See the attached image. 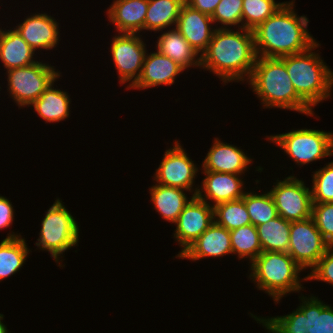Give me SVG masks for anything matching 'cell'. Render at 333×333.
Listing matches in <instances>:
<instances>
[{"mask_svg":"<svg viewBox=\"0 0 333 333\" xmlns=\"http://www.w3.org/2000/svg\"><path fill=\"white\" fill-rule=\"evenodd\" d=\"M145 46L141 37L136 34L122 33L112 39L111 56L120 82L123 84L132 81L128 88L132 87L141 75L147 54Z\"/></svg>","mask_w":333,"mask_h":333,"instance_id":"cell-11","label":"cell"},{"mask_svg":"<svg viewBox=\"0 0 333 333\" xmlns=\"http://www.w3.org/2000/svg\"><path fill=\"white\" fill-rule=\"evenodd\" d=\"M25 239L19 235L9 234L0 243V281L15 274L28 257Z\"/></svg>","mask_w":333,"mask_h":333,"instance_id":"cell-26","label":"cell"},{"mask_svg":"<svg viewBox=\"0 0 333 333\" xmlns=\"http://www.w3.org/2000/svg\"><path fill=\"white\" fill-rule=\"evenodd\" d=\"M232 253L230 231L213 222L180 256L192 261Z\"/></svg>","mask_w":333,"mask_h":333,"instance_id":"cell-16","label":"cell"},{"mask_svg":"<svg viewBox=\"0 0 333 333\" xmlns=\"http://www.w3.org/2000/svg\"><path fill=\"white\" fill-rule=\"evenodd\" d=\"M213 210L214 222L229 231L251 224L243 199L219 203Z\"/></svg>","mask_w":333,"mask_h":333,"instance_id":"cell-30","label":"cell"},{"mask_svg":"<svg viewBox=\"0 0 333 333\" xmlns=\"http://www.w3.org/2000/svg\"><path fill=\"white\" fill-rule=\"evenodd\" d=\"M41 226L38 242L35 244L40 247L39 249L50 252L51 257L59 263V256L78 243L77 221L67 211L62 201L57 199L47 210Z\"/></svg>","mask_w":333,"mask_h":333,"instance_id":"cell-6","label":"cell"},{"mask_svg":"<svg viewBox=\"0 0 333 333\" xmlns=\"http://www.w3.org/2000/svg\"><path fill=\"white\" fill-rule=\"evenodd\" d=\"M290 223V221L278 215L268 222L256 226L262 252L274 251L288 253Z\"/></svg>","mask_w":333,"mask_h":333,"instance_id":"cell-25","label":"cell"},{"mask_svg":"<svg viewBox=\"0 0 333 333\" xmlns=\"http://www.w3.org/2000/svg\"><path fill=\"white\" fill-rule=\"evenodd\" d=\"M259 323H263L270 333H306L305 315L297 308L296 311L271 318H260L251 314Z\"/></svg>","mask_w":333,"mask_h":333,"instance_id":"cell-33","label":"cell"},{"mask_svg":"<svg viewBox=\"0 0 333 333\" xmlns=\"http://www.w3.org/2000/svg\"><path fill=\"white\" fill-rule=\"evenodd\" d=\"M190 199L175 222L177 227L174 237L182 247L177 257L214 222V210L211 204L197 196H192Z\"/></svg>","mask_w":333,"mask_h":333,"instance_id":"cell-12","label":"cell"},{"mask_svg":"<svg viewBox=\"0 0 333 333\" xmlns=\"http://www.w3.org/2000/svg\"><path fill=\"white\" fill-rule=\"evenodd\" d=\"M294 2L283 6L253 30L257 57L281 58L305 52L317 42L308 33L306 16H297Z\"/></svg>","mask_w":333,"mask_h":333,"instance_id":"cell-2","label":"cell"},{"mask_svg":"<svg viewBox=\"0 0 333 333\" xmlns=\"http://www.w3.org/2000/svg\"><path fill=\"white\" fill-rule=\"evenodd\" d=\"M242 199L250 216L251 224L258 226L278 216L274 199L270 192L254 194L247 192Z\"/></svg>","mask_w":333,"mask_h":333,"instance_id":"cell-32","label":"cell"},{"mask_svg":"<svg viewBox=\"0 0 333 333\" xmlns=\"http://www.w3.org/2000/svg\"><path fill=\"white\" fill-rule=\"evenodd\" d=\"M242 7L243 0H221L211 16L213 23L221 22L225 28L242 25Z\"/></svg>","mask_w":333,"mask_h":333,"instance_id":"cell-35","label":"cell"},{"mask_svg":"<svg viewBox=\"0 0 333 333\" xmlns=\"http://www.w3.org/2000/svg\"><path fill=\"white\" fill-rule=\"evenodd\" d=\"M185 189L156 184L150 188L151 201L164 220L175 223L189 203Z\"/></svg>","mask_w":333,"mask_h":333,"instance_id":"cell-23","label":"cell"},{"mask_svg":"<svg viewBox=\"0 0 333 333\" xmlns=\"http://www.w3.org/2000/svg\"><path fill=\"white\" fill-rule=\"evenodd\" d=\"M251 162V158L245 155L242 149L231 144H225L217 138L209 149L202 168L203 171L241 175Z\"/></svg>","mask_w":333,"mask_h":333,"instance_id":"cell-17","label":"cell"},{"mask_svg":"<svg viewBox=\"0 0 333 333\" xmlns=\"http://www.w3.org/2000/svg\"><path fill=\"white\" fill-rule=\"evenodd\" d=\"M250 267L249 277L257 283L259 290L272 296L275 303L285 294L303 288L298 277L302 269L288 253L262 252Z\"/></svg>","mask_w":333,"mask_h":333,"instance_id":"cell-5","label":"cell"},{"mask_svg":"<svg viewBox=\"0 0 333 333\" xmlns=\"http://www.w3.org/2000/svg\"><path fill=\"white\" fill-rule=\"evenodd\" d=\"M13 218L14 210L11 202L0 195V229L10 227Z\"/></svg>","mask_w":333,"mask_h":333,"instance_id":"cell-38","label":"cell"},{"mask_svg":"<svg viewBox=\"0 0 333 333\" xmlns=\"http://www.w3.org/2000/svg\"><path fill=\"white\" fill-rule=\"evenodd\" d=\"M312 183L313 203L333 202V162L316 171Z\"/></svg>","mask_w":333,"mask_h":333,"instance_id":"cell-34","label":"cell"},{"mask_svg":"<svg viewBox=\"0 0 333 333\" xmlns=\"http://www.w3.org/2000/svg\"><path fill=\"white\" fill-rule=\"evenodd\" d=\"M3 317V314H0V333H8L6 326L1 322Z\"/></svg>","mask_w":333,"mask_h":333,"instance_id":"cell-40","label":"cell"},{"mask_svg":"<svg viewBox=\"0 0 333 333\" xmlns=\"http://www.w3.org/2000/svg\"><path fill=\"white\" fill-rule=\"evenodd\" d=\"M211 23H213L211 16L203 14L185 2L175 28L201 56L206 51L215 31Z\"/></svg>","mask_w":333,"mask_h":333,"instance_id":"cell-14","label":"cell"},{"mask_svg":"<svg viewBox=\"0 0 333 333\" xmlns=\"http://www.w3.org/2000/svg\"><path fill=\"white\" fill-rule=\"evenodd\" d=\"M316 43L309 50L281 57L297 94L312 108L327 99L333 86V71L321 60Z\"/></svg>","mask_w":333,"mask_h":333,"instance_id":"cell-4","label":"cell"},{"mask_svg":"<svg viewBox=\"0 0 333 333\" xmlns=\"http://www.w3.org/2000/svg\"><path fill=\"white\" fill-rule=\"evenodd\" d=\"M215 29L206 51L200 56V67L211 70L224 83L250 78L257 54L253 31L239 28Z\"/></svg>","mask_w":333,"mask_h":333,"instance_id":"cell-1","label":"cell"},{"mask_svg":"<svg viewBox=\"0 0 333 333\" xmlns=\"http://www.w3.org/2000/svg\"><path fill=\"white\" fill-rule=\"evenodd\" d=\"M232 253L239 258H249L252 263L261 253V243L256 226L248 224L230 231Z\"/></svg>","mask_w":333,"mask_h":333,"instance_id":"cell-29","label":"cell"},{"mask_svg":"<svg viewBox=\"0 0 333 333\" xmlns=\"http://www.w3.org/2000/svg\"><path fill=\"white\" fill-rule=\"evenodd\" d=\"M329 247L312 217L290 223L288 254L302 270L312 269Z\"/></svg>","mask_w":333,"mask_h":333,"instance_id":"cell-9","label":"cell"},{"mask_svg":"<svg viewBox=\"0 0 333 333\" xmlns=\"http://www.w3.org/2000/svg\"><path fill=\"white\" fill-rule=\"evenodd\" d=\"M220 1L221 0H185L189 6L209 16L213 15Z\"/></svg>","mask_w":333,"mask_h":333,"instance_id":"cell-39","label":"cell"},{"mask_svg":"<svg viewBox=\"0 0 333 333\" xmlns=\"http://www.w3.org/2000/svg\"><path fill=\"white\" fill-rule=\"evenodd\" d=\"M277 213L287 221H302L312 217V192L294 176L279 181L269 191Z\"/></svg>","mask_w":333,"mask_h":333,"instance_id":"cell-10","label":"cell"},{"mask_svg":"<svg viewBox=\"0 0 333 333\" xmlns=\"http://www.w3.org/2000/svg\"><path fill=\"white\" fill-rule=\"evenodd\" d=\"M299 309L305 315L306 333H333V307L324 304L318 297H302Z\"/></svg>","mask_w":333,"mask_h":333,"instance_id":"cell-27","label":"cell"},{"mask_svg":"<svg viewBox=\"0 0 333 333\" xmlns=\"http://www.w3.org/2000/svg\"><path fill=\"white\" fill-rule=\"evenodd\" d=\"M184 69L168 56L153 52L145 55L142 72L137 82L130 88L145 89L159 85H172Z\"/></svg>","mask_w":333,"mask_h":333,"instance_id":"cell-18","label":"cell"},{"mask_svg":"<svg viewBox=\"0 0 333 333\" xmlns=\"http://www.w3.org/2000/svg\"><path fill=\"white\" fill-rule=\"evenodd\" d=\"M263 106L290 109L313 116L312 108L297 94L280 58L257 57L248 79Z\"/></svg>","mask_w":333,"mask_h":333,"instance_id":"cell-3","label":"cell"},{"mask_svg":"<svg viewBox=\"0 0 333 333\" xmlns=\"http://www.w3.org/2000/svg\"><path fill=\"white\" fill-rule=\"evenodd\" d=\"M34 53L35 50L15 28L7 31L0 29V60L7 71L38 62L33 60Z\"/></svg>","mask_w":333,"mask_h":333,"instance_id":"cell-21","label":"cell"},{"mask_svg":"<svg viewBox=\"0 0 333 333\" xmlns=\"http://www.w3.org/2000/svg\"><path fill=\"white\" fill-rule=\"evenodd\" d=\"M312 218L324 240L333 246V202L313 203Z\"/></svg>","mask_w":333,"mask_h":333,"instance_id":"cell-36","label":"cell"},{"mask_svg":"<svg viewBox=\"0 0 333 333\" xmlns=\"http://www.w3.org/2000/svg\"><path fill=\"white\" fill-rule=\"evenodd\" d=\"M148 0H115L107 15L119 33L137 34L145 30Z\"/></svg>","mask_w":333,"mask_h":333,"instance_id":"cell-20","label":"cell"},{"mask_svg":"<svg viewBox=\"0 0 333 333\" xmlns=\"http://www.w3.org/2000/svg\"><path fill=\"white\" fill-rule=\"evenodd\" d=\"M54 82L31 104L38 115L46 122H60L69 117L70 99L67 92L54 89Z\"/></svg>","mask_w":333,"mask_h":333,"instance_id":"cell-24","label":"cell"},{"mask_svg":"<svg viewBox=\"0 0 333 333\" xmlns=\"http://www.w3.org/2000/svg\"><path fill=\"white\" fill-rule=\"evenodd\" d=\"M8 89L12 99L19 107L33 104L60 77L54 66L36 62L25 67L7 71Z\"/></svg>","mask_w":333,"mask_h":333,"instance_id":"cell-8","label":"cell"},{"mask_svg":"<svg viewBox=\"0 0 333 333\" xmlns=\"http://www.w3.org/2000/svg\"><path fill=\"white\" fill-rule=\"evenodd\" d=\"M203 174L206 175L202 181L203 189L200 191V189L196 188L193 196H197L205 202L208 199L214 201L213 206L222 202L242 199L244 196L245 192L242 190L243 181L241 177L239 178L240 175L213 171H204Z\"/></svg>","mask_w":333,"mask_h":333,"instance_id":"cell-15","label":"cell"},{"mask_svg":"<svg viewBox=\"0 0 333 333\" xmlns=\"http://www.w3.org/2000/svg\"><path fill=\"white\" fill-rule=\"evenodd\" d=\"M284 3H276L275 0H243L242 26L239 27L253 31Z\"/></svg>","mask_w":333,"mask_h":333,"instance_id":"cell-31","label":"cell"},{"mask_svg":"<svg viewBox=\"0 0 333 333\" xmlns=\"http://www.w3.org/2000/svg\"><path fill=\"white\" fill-rule=\"evenodd\" d=\"M158 39L157 51L159 53L168 56L183 69L191 66L200 67V57L198 53L176 28L168 32H163ZM197 56L198 58L194 60Z\"/></svg>","mask_w":333,"mask_h":333,"instance_id":"cell-22","label":"cell"},{"mask_svg":"<svg viewBox=\"0 0 333 333\" xmlns=\"http://www.w3.org/2000/svg\"><path fill=\"white\" fill-rule=\"evenodd\" d=\"M198 168L187 156L181 144L175 142L173 148L166 150L154 180L159 185L178 187L192 192Z\"/></svg>","mask_w":333,"mask_h":333,"instance_id":"cell-13","label":"cell"},{"mask_svg":"<svg viewBox=\"0 0 333 333\" xmlns=\"http://www.w3.org/2000/svg\"><path fill=\"white\" fill-rule=\"evenodd\" d=\"M267 138L280 146L298 165L333 155V133L300 129Z\"/></svg>","mask_w":333,"mask_h":333,"instance_id":"cell-7","label":"cell"},{"mask_svg":"<svg viewBox=\"0 0 333 333\" xmlns=\"http://www.w3.org/2000/svg\"><path fill=\"white\" fill-rule=\"evenodd\" d=\"M185 0H148L145 30L162 31L174 24L180 15Z\"/></svg>","mask_w":333,"mask_h":333,"instance_id":"cell-28","label":"cell"},{"mask_svg":"<svg viewBox=\"0 0 333 333\" xmlns=\"http://www.w3.org/2000/svg\"><path fill=\"white\" fill-rule=\"evenodd\" d=\"M311 270V273L302 280L315 279L330 283L333 286V246L328 248Z\"/></svg>","mask_w":333,"mask_h":333,"instance_id":"cell-37","label":"cell"},{"mask_svg":"<svg viewBox=\"0 0 333 333\" xmlns=\"http://www.w3.org/2000/svg\"><path fill=\"white\" fill-rule=\"evenodd\" d=\"M33 50L52 49L58 44V23L47 14H34L15 28Z\"/></svg>","mask_w":333,"mask_h":333,"instance_id":"cell-19","label":"cell"}]
</instances>
